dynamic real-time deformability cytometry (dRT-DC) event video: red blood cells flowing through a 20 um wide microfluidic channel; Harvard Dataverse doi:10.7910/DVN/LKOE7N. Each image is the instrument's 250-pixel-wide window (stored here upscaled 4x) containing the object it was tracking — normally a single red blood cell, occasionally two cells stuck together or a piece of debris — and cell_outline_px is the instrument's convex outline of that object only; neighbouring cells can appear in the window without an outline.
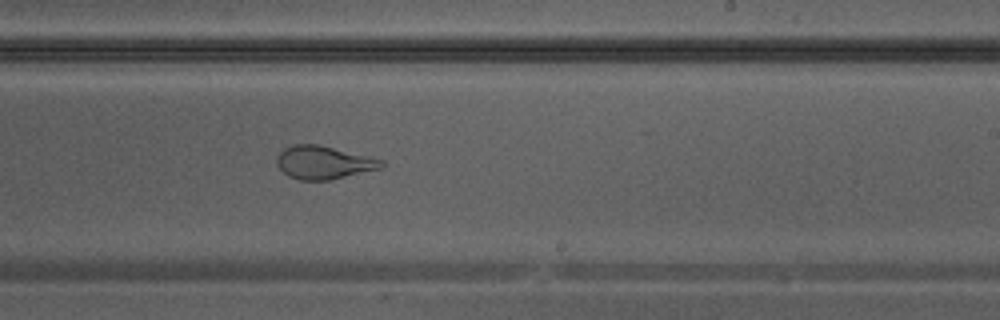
{"species": "Egyptian fruit bat (a non-hibernating species)", "species_latin": "Rousettus aegyptiacus", "temperature_condition": "warm", "stored_images_in_passage": 29, "camera_frame_rate_fps": 3000, "um_per_image_px": 0.085, "animal": {"sex": "male"}, "frame": {"image": 1, "passage_image": 17, "time_ms": 5.333, "image_size_px": [1000, 320], "cell_outline_px": [[384, 168], [328, 180], [300, 180], [288, 176], [276, 164], [276, 156], [284, 148], [296, 144], [320, 144], [384, 160]], "centroid_in_image_um": [27.52, 13.81], "position_along_channel_um": 261.5, "area_um2": 20.29}}